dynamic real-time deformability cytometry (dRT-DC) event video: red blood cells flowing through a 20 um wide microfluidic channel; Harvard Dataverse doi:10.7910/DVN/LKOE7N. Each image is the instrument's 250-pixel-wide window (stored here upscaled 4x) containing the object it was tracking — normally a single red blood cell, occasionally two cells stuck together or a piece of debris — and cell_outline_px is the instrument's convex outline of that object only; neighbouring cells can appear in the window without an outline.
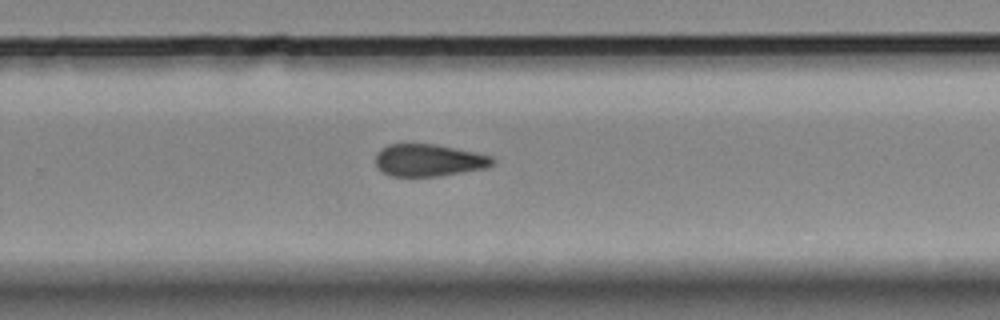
{"species": "Egyptian fruit bat (a non-hibernating species)", "species_latin": "Rousettus aegyptiacus", "temperature_condition": "room temperature", "stored_images_in_passage": 9, "camera_frame_rate_fps": 3000, "um_per_image_px": 0.085, "animal": {"sex": "female"}, "frame": {"image": 1, "passage_image": 9, "time_ms": 10.667, "image_size_px": [1000, 320], "cell_outline_px": [[496, 164], [484, 168], [440, 176], [392, 176], [384, 172], [376, 164], [376, 152], [380, 148], [388, 144], [436, 144], [492, 156], [496, 160]], "centroid_in_image_um": [36.46, 13.61], "position_along_channel_um": 293.3, "area_um2": 21.91}}